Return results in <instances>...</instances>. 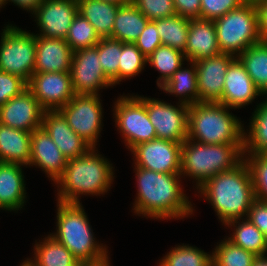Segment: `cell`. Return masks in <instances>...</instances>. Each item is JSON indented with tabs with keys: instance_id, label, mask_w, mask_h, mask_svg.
Listing matches in <instances>:
<instances>
[{
	"instance_id": "obj_1",
	"label": "cell",
	"mask_w": 267,
	"mask_h": 266,
	"mask_svg": "<svg viewBox=\"0 0 267 266\" xmlns=\"http://www.w3.org/2000/svg\"><path fill=\"white\" fill-rule=\"evenodd\" d=\"M137 196L134 214L157 220L183 219L193 214L194 207L184 194L181 174L155 172L135 167Z\"/></svg>"
},
{
	"instance_id": "obj_2",
	"label": "cell",
	"mask_w": 267,
	"mask_h": 266,
	"mask_svg": "<svg viewBox=\"0 0 267 266\" xmlns=\"http://www.w3.org/2000/svg\"><path fill=\"white\" fill-rule=\"evenodd\" d=\"M197 190L213 206L222 225L247 218L256 199L251 174L244 159L233 169L211 177Z\"/></svg>"
},
{
	"instance_id": "obj_3",
	"label": "cell",
	"mask_w": 267,
	"mask_h": 266,
	"mask_svg": "<svg viewBox=\"0 0 267 266\" xmlns=\"http://www.w3.org/2000/svg\"><path fill=\"white\" fill-rule=\"evenodd\" d=\"M96 151L90 148L81 157L67 160L64 173L55 182L58 202L80 204V195L100 196L108 192L115 167Z\"/></svg>"
},
{
	"instance_id": "obj_4",
	"label": "cell",
	"mask_w": 267,
	"mask_h": 266,
	"mask_svg": "<svg viewBox=\"0 0 267 266\" xmlns=\"http://www.w3.org/2000/svg\"><path fill=\"white\" fill-rule=\"evenodd\" d=\"M56 232L50 234L67 247L80 263L103 260L108 249L97 242L82 203L57 201Z\"/></svg>"
},
{
	"instance_id": "obj_5",
	"label": "cell",
	"mask_w": 267,
	"mask_h": 266,
	"mask_svg": "<svg viewBox=\"0 0 267 266\" xmlns=\"http://www.w3.org/2000/svg\"><path fill=\"white\" fill-rule=\"evenodd\" d=\"M244 143L202 144L186 139L181 147V176L193 178L196 189L243 160Z\"/></svg>"
},
{
	"instance_id": "obj_6",
	"label": "cell",
	"mask_w": 267,
	"mask_h": 266,
	"mask_svg": "<svg viewBox=\"0 0 267 266\" xmlns=\"http://www.w3.org/2000/svg\"><path fill=\"white\" fill-rule=\"evenodd\" d=\"M222 103L189 106L187 139L202 144L244 143V124Z\"/></svg>"
},
{
	"instance_id": "obj_7",
	"label": "cell",
	"mask_w": 267,
	"mask_h": 266,
	"mask_svg": "<svg viewBox=\"0 0 267 266\" xmlns=\"http://www.w3.org/2000/svg\"><path fill=\"white\" fill-rule=\"evenodd\" d=\"M221 53L238 57L249 46L261 41L257 7L245 2L214 21Z\"/></svg>"
},
{
	"instance_id": "obj_8",
	"label": "cell",
	"mask_w": 267,
	"mask_h": 266,
	"mask_svg": "<svg viewBox=\"0 0 267 266\" xmlns=\"http://www.w3.org/2000/svg\"><path fill=\"white\" fill-rule=\"evenodd\" d=\"M5 26L0 40V70L19 76L28 83L34 73L36 35L15 25Z\"/></svg>"
},
{
	"instance_id": "obj_9",
	"label": "cell",
	"mask_w": 267,
	"mask_h": 266,
	"mask_svg": "<svg viewBox=\"0 0 267 266\" xmlns=\"http://www.w3.org/2000/svg\"><path fill=\"white\" fill-rule=\"evenodd\" d=\"M113 108L115 127L122 134L127 149L157 138L146 106L136 95L118 97Z\"/></svg>"
},
{
	"instance_id": "obj_10",
	"label": "cell",
	"mask_w": 267,
	"mask_h": 266,
	"mask_svg": "<svg viewBox=\"0 0 267 266\" xmlns=\"http://www.w3.org/2000/svg\"><path fill=\"white\" fill-rule=\"evenodd\" d=\"M100 95L75 94L58 111L67 120L72 130L91 148H97L102 130L103 107Z\"/></svg>"
},
{
	"instance_id": "obj_11",
	"label": "cell",
	"mask_w": 267,
	"mask_h": 266,
	"mask_svg": "<svg viewBox=\"0 0 267 266\" xmlns=\"http://www.w3.org/2000/svg\"><path fill=\"white\" fill-rule=\"evenodd\" d=\"M146 106L150 122L158 139L183 143L188 136L189 106L177 103V106L164 100L136 95Z\"/></svg>"
},
{
	"instance_id": "obj_12",
	"label": "cell",
	"mask_w": 267,
	"mask_h": 266,
	"mask_svg": "<svg viewBox=\"0 0 267 266\" xmlns=\"http://www.w3.org/2000/svg\"><path fill=\"white\" fill-rule=\"evenodd\" d=\"M70 74L75 94L99 95L100 89L113 87L102 70L96 46L73 52Z\"/></svg>"
},
{
	"instance_id": "obj_13",
	"label": "cell",
	"mask_w": 267,
	"mask_h": 266,
	"mask_svg": "<svg viewBox=\"0 0 267 266\" xmlns=\"http://www.w3.org/2000/svg\"><path fill=\"white\" fill-rule=\"evenodd\" d=\"M181 147L182 143L156 138L136 145L130 152L134 156L135 167L161 173L180 174Z\"/></svg>"
},
{
	"instance_id": "obj_14",
	"label": "cell",
	"mask_w": 267,
	"mask_h": 266,
	"mask_svg": "<svg viewBox=\"0 0 267 266\" xmlns=\"http://www.w3.org/2000/svg\"><path fill=\"white\" fill-rule=\"evenodd\" d=\"M27 88L45 111L59 110L75 96L70 72L33 73Z\"/></svg>"
},
{
	"instance_id": "obj_15",
	"label": "cell",
	"mask_w": 267,
	"mask_h": 266,
	"mask_svg": "<svg viewBox=\"0 0 267 266\" xmlns=\"http://www.w3.org/2000/svg\"><path fill=\"white\" fill-rule=\"evenodd\" d=\"M77 14V0H44L32 13L41 31L36 35L65 39Z\"/></svg>"
},
{
	"instance_id": "obj_16",
	"label": "cell",
	"mask_w": 267,
	"mask_h": 266,
	"mask_svg": "<svg viewBox=\"0 0 267 266\" xmlns=\"http://www.w3.org/2000/svg\"><path fill=\"white\" fill-rule=\"evenodd\" d=\"M236 58L228 53H220L195 62L199 103L221 101L227 69Z\"/></svg>"
},
{
	"instance_id": "obj_17",
	"label": "cell",
	"mask_w": 267,
	"mask_h": 266,
	"mask_svg": "<svg viewBox=\"0 0 267 266\" xmlns=\"http://www.w3.org/2000/svg\"><path fill=\"white\" fill-rule=\"evenodd\" d=\"M44 111L33 93L26 88L0 106V124L33 132L41 128Z\"/></svg>"
},
{
	"instance_id": "obj_18",
	"label": "cell",
	"mask_w": 267,
	"mask_h": 266,
	"mask_svg": "<svg viewBox=\"0 0 267 266\" xmlns=\"http://www.w3.org/2000/svg\"><path fill=\"white\" fill-rule=\"evenodd\" d=\"M256 96L263 94L255 86L241 61L236 58L227 69L222 99L219 103L232 109H239L251 104Z\"/></svg>"
},
{
	"instance_id": "obj_19",
	"label": "cell",
	"mask_w": 267,
	"mask_h": 266,
	"mask_svg": "<svg viewBox=\"0 0 267 266\" xmlns=\"http://www.w3.org/2000/svg\"><path fill=\"white\" fill-rule=\"evenodd\" d=\"M67 159L41 127L31 134V157L29 167L41 168L54 183L62 176Z\"/></svg>"
},
{
	"instance_id": "obj_20",
	"label": "cell",
	"mask_w": 267,
	"mask_h": 266,
	"mask_svg": "<svg viewBox=\"0 0 267 266\" xmlns=\"http://www.w3.org/2000/svg\"><path fill=\"white\" fill-rule=\"evenodd\" d=\"M41 127L50 135L67 160L84 155L91 147L68 125L58 111H44Z\"/></svg>"
},
{
	"instance_id": "obj_21",
	"label": "cell",
	"mask_w": 267,
	"mask_h": 266,
	"mask_svg": "<svg viewBox=\"0 0 267 266\" xmlns=\"http://www.w3.org/2000/svg\"><path fill=\"white\" fill-rule=\"evenodd\" d=\"M73 52L65 39L36 35L34 73L70 72Z\"/></svg>"
},
{
	"instance_id": "obj_22",
	"label": "cell",
	"mask_w": 267,
	"mask_h": 266,
	"mask_svg": "<svg viewBox=\"0 0 267 266\" xmlns=\"http://www.w3.org/2000/svg\"><path fill=\"white\" fill-rule=\"evenodd\" d=\"M221 53L213 20L189 19V32L184 56L196 62Z\"/></svg>"
},
{
	"instance_id": "obj_23",
	"label": "cell",
	"mask_w": 267,
	"mask_h": 266,
	"mask_svg": "<svg viewBox=\"0 0 267 266\" xmlns=\"http://www.w3.org/2000/svg\"><path fill=\"white\" fill-rule=\"evenodd\" d=\"M19 163L0 162V208L7 211L23 209L26 204V186L23 169Z\"/></svg>"
},
{
	"instance_id": "obj_24",
	"label": "cell",
	"mask_w": 267,
	"mask_h": 266,
	"mask_svg": "<svg viewBox=\"0 0 267 266\" xmlns=\"http://www.w3.org/2000/svg\"><path fill=\"white\" fill-rule=\"evenodd\" d=\"M31 134L0 124V162L28 166L31 157Z\"/></svg>"
},
{
	"instance_id": "obj_25",
	"label": "cell",
	"mask_w": 267,
	"mask_h": 266,
	"mask_svg": "<svg viewBox=\"0 0 267 266\" xmlns=\"http://www.w3.org/2000/svg\"><path fill=\"white\" fill-rule=\"evenodd\" d=\"M77 2L78 13L88 20L97 35L100 38H111L120 5L101 0H77Z\"/></svg>"
},
{
	"instance_id": "obj_26",
	"label": "cell",
	"mask_w": 267,
	"mask_h": 266,
	"mask_svg": "<svg viewBox=\"0 0 267 266\" xmlns=\"http://www.w3.org/2000/svg\"><path fill=\"white\" fill-rule=\"evenodd\" d=\"M34 257L25 261L30 266H79L80 262L70 250L49 235L43 240L35 242Z\"/></svg>"
},
{
	"instance_id": "obj_27",
	"label": "cell",
	"mask_w": 267,
	"mask_h": 266,
	"mask_svg": "<svg viewBox=\"0 0 267 266\" xmlns=\"http://www.w3.org/2000/svg\"><path fill=\"white\" fill-rule=\"evenodd\" d=\"M149 19L133 4L120 5L111 38L123 43H134L145 29Z\"/></svg>"
},
{
	"instance_id": "obj_28",
	"label": "cell",
	"mask_w": 267,
	"mask_h": 266,
	"mask_svg": "<svg viewBox=\"0 0 267 266\" xmlns=\"http://www.w3.org/2000/svg\"><path fill=\"white\" fill-rule=\"evenodd\" d=\"M189 65L188 69L181 66L160 88L165 93L179 96L178 102L188 106L199 103L195 62L190 61Z\"/></svg>"
},
{
	"instance_id": "obj_29",
	"label": "cell",
	"mask_w": 267,
	"mask_h": 266,
	"mask_svg": "<svg viewBox=\"0 0 267 266\" xmlns=\"http://www.w3.org/2000/svg\"><path fill=\"white\" fill-rule=\"evenodd\" d=\"M225 226L234 228L231 236L227 238L230 242L256 256L267 255V238L247 218L229 221Z\"/></svg>"
},
{
	"instance_id": "obj_30",
	"label": "cell",
	"mask_w": 267,
	"mask_h": 266,
	"mask_svg": "<svg viewBox=\"0 0 267 266\" xmlns=\"http://www.w3.org/2000/svg\"><path fill=\"white\" fill-rule=\"evenodd\" d=\"M249 123L250 129L244 131L243 154H267V97L257 105Z\"/></svg>"
},
{
	"instance_id": "obj_31",
	"label": "cell",
	"mask_w": 267,
	"mask_h": 266,
	"mask_svg": "<svg viewBox=\"0 0 267 266\" xmlns=\"http://www.w3.org/2000/svg\"><path fill=\"white\" fill-rule=\"evenodd\" d=\"M237 58L244 65L258 90L267 97V44L261 41L253 44Z\"/></svg>"
},
{
	"instance_id": "obj_32",
	"label": "cell",
	"mask_w": 267,
	"mask_h": 266,
	"mask_svg": "<svg viewBox=\"0 0 267 266\" xmlns=\"http://www.w3.org/2000/svg\"><path fill=\"white\" fill-rule=\"evenodd\" d=\"M156 23L162 45L185 52L189 32V18L175 14L153 20Z\"/></svg>"
},
{
	"instance_id": "obj_33",
	"label": "cell",
	"mask_w": 267,
	"mask_h": 266,
	"mask_svg": "<svg viewBox=\"0 0 267 266\" xmlns=\"http://www.w3.org/2000/svg\"><path fill=\"white\" fill-rule=\"evenodd\" d=\"M184 53L170 46L160 45L147 57V63L160 73L156 83L159 89L184 65Z\"/></svg>"
},
{
	"instance_id": "obj_34",
	"label": "cell",
	"mask_w": 267,
	"mask_h": 266,
	"mask_svg": "<svg viewBox=\"0 0 267 266\" xmlns=\"http://www.w3.org/2000/svg\"><path fill=\"white\" fill-rule=\"evenodd\" d=\"M159 266H212V254L183 243L172 247L161 259Z\"/></svg>"
},
{
	"instance_id": "obj_35",
	"label": "cell",
	"mask_w": 267,
	"mask_h": 266,
	"mask_svg": "<svg viewBox=\"0 0 267 266\" xmlns=\"http://www.w3.org/2000/svg\"><path fill=\"white\" fill-rule=\"evenodd\" d=\"M212 254V266H253L257 257L233 244L227 238L219 242Z\"/></svg>"
},
{
	"instance_id": "obj_36",
	"label": "cell",
	"mask_w": 267,
	"mask_h": 266,
	"mask_svg": "<svg viewBox=\"0 0 267 266\" xmlns=\"http://www.w3.org/2000/svg\"><path fill=\"white\" fill-rule=\"evenodd\" d=\"M95 46L105 76L112 82L113 86L118 84V66L122 42L112 38H100Z\"/></svg>"
},
{
	"instance_id": "obj_37",
	"label": "cell",
	"mask_w": 267,
	"mask_h": 266,
	"mask_svg": "<svg viewBox=\"0 0 267 266\" xmlns=\"http://www.w3.org/2000/svg\"><path fill=\"white\" fill-rule=\"evenodd\" d=\"M65 40L70 48L76 51L78 49L94 47L100 41V37L88 20L78 13L69 27Z\"/></svg>"
},
{
	"instance_id": "obj_38",
	"label": "cell",
	"mask_w": 267,
	"mask_h": 266,
	"mask_svg": "<svg viewBox=\"0 0 267 266\" xmlns=\"http://www.w3.org/2000/svg\"><path fill=\"white\" fill-rule=\"evenodd\" d=\"M147 64V58L136 47L135 43H123L118 66V84L140 74Z\"/></svg>"
},
{
	"instance_id": "obj_39",
	"label": "cell",
	"mask_w": 267,
	"mask_h": 266,
	"mask_svg": "<svg viewBox=\"0 0 267 266\" xmlns=\"http://www.w3.org/2000/svg\"><path fill=\"white\" fill-rule=\"evenodd\" d=\"M254 187L256 199L267 202V154H243Z\"/></svg>"
},
{
	"instance_id": "obj_40",
	"label": "cell",
	"mask_w": 267,
	"mask_h": 266,
	"mask_svg": "<svg viewBox=\"0 0 267 266\" xmlns=\"http://www.w3.org/2000/svg\"><path fill=\"white\" fill-rule=\"evenodd\" d=\"M132 3L149 20L162 19L177 14L173 0H133Z\"/></svg>"
},
{
	"instance_id": "obj_41",
	"label": "cell",
	"mask_w": 267,
	"mask_h": 266,
	"mask_svg": "<svg viewBox=\"0 0 267 266\" xmlns=\"http://www.w3.org/2000/svg\"><path fill=\"white\" fill-rule=\"evenodd\" d=\"M245 2L246 0H201L200 19L214 21Z\"/></svg>"
},
{
	"instance_id": "obj_42",
	"label": "cell",
	"mask_w": 267,
	"mask_h": 266,
	"mask_svg": "<svg viewBox=\"0 0 267 266\" xmlns=\"http://www.w3.org/2000/svg\"><path fill=\"white\" fill-rule=\"evenodd\" d=\"M27 88V82L19 76L0 70V106Z\"/></svg>"
},
{
	"instance_id": "obj_43",
	"label": "cell",
	"mask_w": 267,
	"mask_h": 266,
	"mask_svg": "<svg viewBox=\"0 0 267 266\" xmlns=\"http://www.w3.org/2000/svg\"><path fill=\"white\" fill-rule=\"evenodd\" d=\"M140 52L147 58L153 51L162 45L156 23L149 20L141 35L134 42Z\"/></svg>"
},
{
	"instance_id": "obj_44",
	"label": "cell",
	"mask_w": 267,
	"mask_h": 266,
	"mask_svg": "<svg viewBox=\"0 0 267 266\" xmlns=\"http://www.w3.org/2000/svg\"><path fill=\"white\" fill-rule=\"evenodd\" d=\"M247 219L267 238V202L255 199L249 209Z\"/></svg>"
},
{
	"instance_id": "obj_45",
	"label": "cell",
	"mask_w": 267,
	"mask_h": 266,
	"mask_svg": "<svg viewBox=\"0 0 267 266\" xmlns=\"http://www.w3.org/2000/svg\"><path fill=\"white\" fill-rule=\"evenodd\" d=\"M178 15L189 19L200 18L201 0H173Z\"/></svg>"
},
{
	"instance_id": "obj_46",
	"label": "cell",
	"mask_w": 267,
	"mask_h": 266,
	"mask_svg": "<svg viewBox=\"0 0 267 266\" xmlns=\"http://www.w3.org/2000/svg\"><path fill=\"white\" fill-rule=\"evenodd\" d=\"M258 10L259 33L261 42L267 44V1L256 5Z\"/></svg>"
},
{
	"instance_id": "obj_47",
	"label": "cell",
	"mask_w": 267,
	"mask_h": 266,
	"mask_svg": "<svg viewBox=\"0 0 267 266\" xmlns=\"http://www.w3.org/2000/svg\"><path fill=\"white\" fill-rule=\"evenodd\" d=\"M5 1L6 4L8 3V1L12 2L21 9L27 10V12L29 11L32 14L44 0H5Z\"/></svg>"
},
{
	"instance_id": "obj_48",
	"label": "cell",
	"mask_w": 267,
	"mask_h": 266,
	"mask_svg": "<svg viewBox=\"0 0 267 266\" xmlns=\"http://www.w3.org/2000/svg\"><path fill=\"white\" fill-rule=\"evenodd\" d=\"M79 266H111L109 256L104 258L103 260L92 262V263H80Z\"/></svg>"
},
{
	"instance_id": "obj_49",
	"label": "cell",
	"mask_w": 267,
	"mask_h": 266,
	"mask_svg": "<svg viewBox=\"0 0 267 266\" xmlns=\"http://www.w3.org/2000/svg\"><path fill=\"white\" fill-rule=\"evenodd\" d=\"M267 255L257 256L254 260L253 266H267Z\"/></svg>"
},
{
	"instance_id": "obj_50",
	"label": "cell",
	"mask_w": 267,
	"mask_h": 266,
	"mask_svg": "<svg viewBox=\"0 0 267 266\" xmlns=\"http://www.w3.org/2000/svg\"><path fill=\"white\" fill-rule=\"evenodd\" d=\"M101 1H109V2L116 3L118 5H125V4H129L133 2V0H101Z\"/></svg>"
},
{
	"instance_id": "obj_51",
	"label": "cell",
	"mask_w": 267,
	"mask_h": 266,
	"mask_svg": "<svg viewBox=\"0 0 267 266\" xmlns=\"http://www.w3.org/2000/svg\"><path fill=\"white\" fill-rule=\"evenodd\" d=\"M246 1L252 3L256 6V5H258L264 1H267V0H246Z\"/></svg>"
},
{
	"instance_id": "obj_52",
	"label": "cell",
	"mask_w": 267,
	"mask_h": 266,
	"mask_svg": "<svg viewBox=\"0 0 267 266\" xmlns=\"http://www.w3.org/2000/svg\"><path fill=\"white\" fill-rule=\"evenodd\" d=\"M6 5V1L5 0H0V8H2V6Z\"/></svg>"
},
{
	"instance_id": "obj_53",
	"label": "cell",
	"mask_w": 267,
	"mask_h": 266,
	"mask_svg": "<svg viewBox=\"0 0 267 266\" xmlns=\"http://www.w3.org/2000/svg\"><path fill=\"white\" fill-rule=\"evenodd\" d=\"M22 264H20V266H30L25 260L23 262H21Z\"/></svg>"
}]
</instances>
